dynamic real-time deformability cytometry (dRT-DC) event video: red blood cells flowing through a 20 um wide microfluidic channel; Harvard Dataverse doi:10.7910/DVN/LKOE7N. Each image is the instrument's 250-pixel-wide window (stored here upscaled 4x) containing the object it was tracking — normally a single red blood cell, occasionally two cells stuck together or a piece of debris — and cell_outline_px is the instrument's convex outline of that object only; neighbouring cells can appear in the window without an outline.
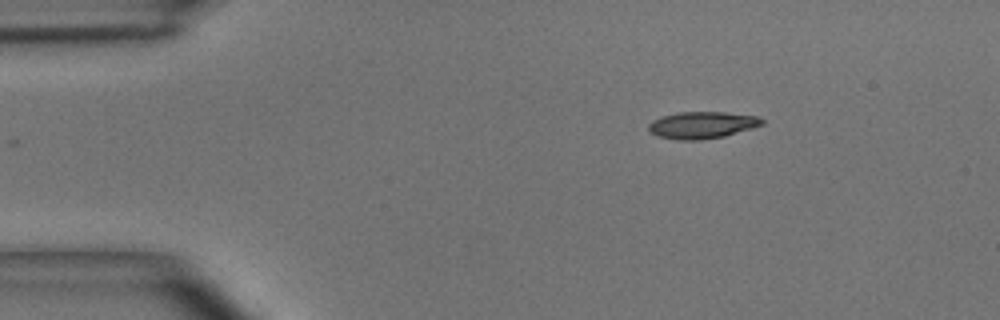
{"species": "common noctule bat (a hibernating species)", "species_latin": "Nyctalus noctula", "temperature_condition": "room temperature", "stored_images_in_passage": 42, "camera_frame_rate_fps": 3000, "um_per_image_px": 0.085, "animal": {"sex": "male", "body_mass_g": 15.6}, "frame": {"image": 1, "passage_image": 1, "time_ms": 0.0, "image_size_px": [1000, 320], "cell_outline_px": [[764, 124], [752, 128], [724, 136], [700, 140], [680, 140], [656, 136], [648, 128], [648, 124], [652, 120], [660, 116], [676, 112], [724, 112], [756, 116], [764, 120]], "centroid_in_image_um": [59.64, 10.62], "position_along_channel_um": 25.4, "area_um2": 17.8}}
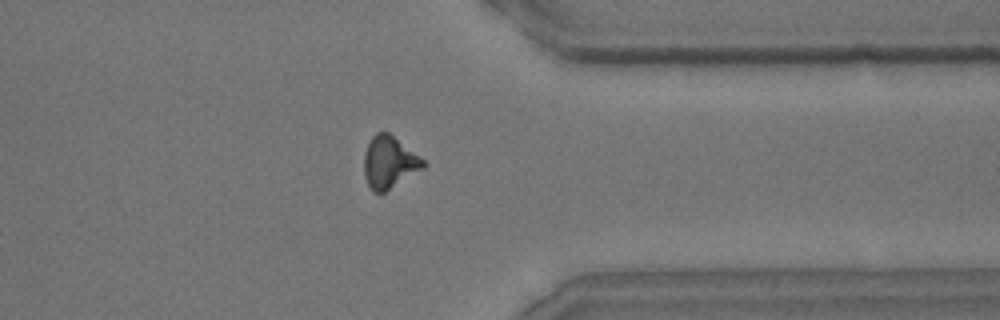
{"frame": {"image": 2, "passage_image": 32, "time_ms": 10.333, "image_size_px": [1000, 320], "cell_outline_px": [[428, 164], [424, 168], [384, 192], [372, 192], [364, 176], [364, 152], [372, 136], [376, 132], [388, 132], [424, 160]], "centroid_in_image_um": [33.07, 13.8], "position_along_channel_um": 378.3, "area_um2": 17.8}}
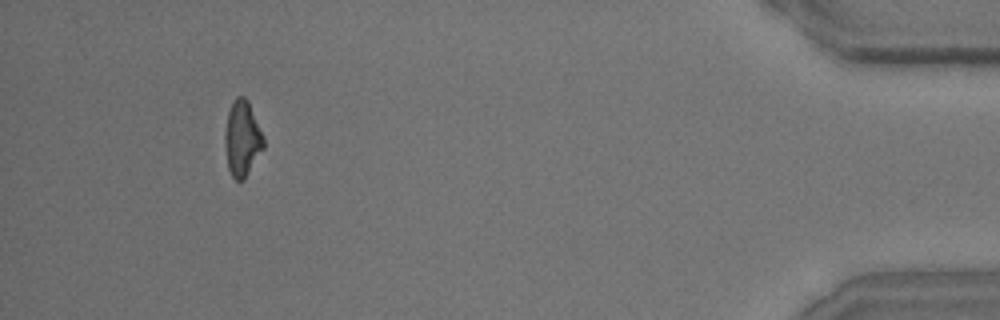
{"frame": {"image": 3, "passage_image": 39, "time_ms": 12.667, "image_size_px": [1000, 320], "cell_outline_px": [[264, 148], [244, 180], [236, 180], [232, 176], [228, 168], [224, 144], [224, 132], [228, 112], [232, 100], [236, 96], [244, 96], [248, 100], [264, 136]], "centroid_in_image_um": [20.58, 11.76], "position_along_channel_um": 414.6, "area_um2": 17.28}, "authors_computed_cell_mechanics": {"area_um2": 17.6579, "velocity_mm_per_s": 4.0804, "shape_relaxation_time_tau1_ms": 3.7215, "shape_relaxation_time_tau2_ms": 4.0648, "deformation_change_tau1": 0.1811, "deformation_change_tau2": 0.1588}}